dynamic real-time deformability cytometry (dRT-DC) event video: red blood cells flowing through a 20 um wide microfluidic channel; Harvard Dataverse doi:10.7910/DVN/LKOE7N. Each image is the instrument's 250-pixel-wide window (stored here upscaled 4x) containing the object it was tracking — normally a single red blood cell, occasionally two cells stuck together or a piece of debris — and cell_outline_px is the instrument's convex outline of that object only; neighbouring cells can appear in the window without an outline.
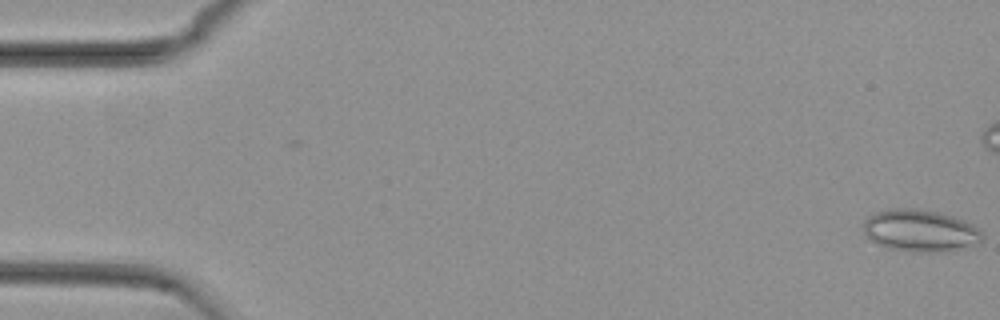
{"species": "common noctule bat (a hibernating species)", "species_latin": "Nyctalus noctula", "temperature_condition": "cold", "stored_images_in_passage": 15, "camera_frame_rate_fps": 3000, "um_per_image_px": 0.085, "animal": {"sex": "female", "body_mass_g": 29.2, "forearm_length_mm": 56.3}, "frame": {"image": 1, "passage_image": 1, "time_ms": 0.0, "image_size_px": [1000, 320], "cell_outline_px": [[984, 240], [980, 244], [944, 252], [912, 252], [888, 248], [876, 244], [868, 240], [864, 232], [864, 220], [868, 216], [876, 212], [888, 208], [916, 208], [940, 212], [964, 220], [972, 224], [984, 232]], "centroid_in_image_um": [78.24, 19.61], "position_along_channel_um": 6.8, "area_um2": 29.82}}